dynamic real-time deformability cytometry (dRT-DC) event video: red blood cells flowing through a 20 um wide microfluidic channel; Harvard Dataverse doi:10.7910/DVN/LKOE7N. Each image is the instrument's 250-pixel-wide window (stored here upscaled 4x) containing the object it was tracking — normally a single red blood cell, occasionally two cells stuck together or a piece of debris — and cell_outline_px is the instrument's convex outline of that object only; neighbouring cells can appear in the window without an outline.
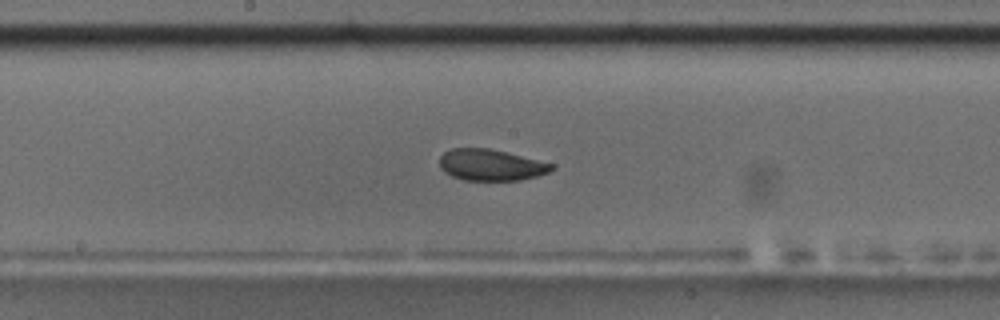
{"species": "common noctule bat (a hibernating species)", "species_latin": "Nyctalus noctula", "temperature_condition": "room temperature", "stored_images_in_passage": 47, "camera_frame_rate_fps": 3000, "um_per_image_px": 0.085, "animal": {"sex": "male", "body_mass_g": 17.5, "forearm_length_mm": 52.3}, "frame": {"image": 1, "passage_image": 21, "time_ms": 6.667, "image_size_px": [1000, 320], "cell_outline_px": [[556, 168], [548, 172], [536, 176], [520, 180], [464, 180], [452, 176], [444, 172], [440, 168], [440, 156], [444, 152], [452, 148], [488, 148], [556, 164]], "centroid_in_image_um": [41.73, 14.02], "position_along_channel_um": 206.5, "area_um2": 20.46}, "authors_computed_cell_mechanics": {"area_um2": 21.7328, "velocity_mm_per_s": 3.7137, "shape_relaxation_time_tau1_ms": 4.8831, "shape_relaxation_time_tau2_ms": 2.0336, "deformation_change_tau1": 0.1065, "deformation_change_tau2": 0.0586}}